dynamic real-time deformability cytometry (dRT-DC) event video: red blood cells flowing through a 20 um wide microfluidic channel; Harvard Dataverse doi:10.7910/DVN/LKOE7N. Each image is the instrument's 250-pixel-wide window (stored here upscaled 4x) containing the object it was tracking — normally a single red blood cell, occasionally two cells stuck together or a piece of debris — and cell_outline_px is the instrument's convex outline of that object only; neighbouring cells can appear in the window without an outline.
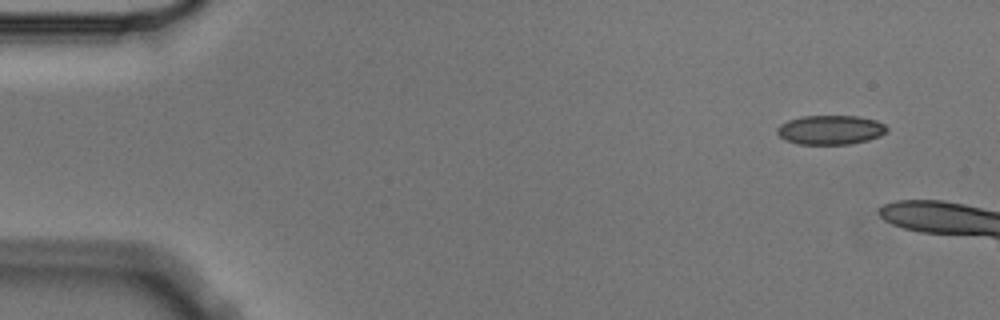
{"species": "Egyptian fruit bat (a non-hibernating species)", "species_latin": "Rousettus aegyptiacus", "temperature_condition": "cold", "stored_images_in_passage": 3, "camera_frame_rate_fps": 3000, "um_per_image_px": 0.085, "animal": {"sex": "male"}, "frame": {"image": 1, "passage_image": 1, "time_ms": 0.0, "image_size_px": [1000, 320], "cell_outline_px": [[888, 132], [880, 136], [868, 140], [848, 144], [796, 144], [784, 140], [776, 132], [776, 128], [780, 124], [788, 120], [800, 116], [856, 116], [876, 120], [884, 124], [888, 128]], "centroid_in_image_um": [70.57, 11.04], "position_along_channel_um": 14.4, "area_um2": 18.9}}